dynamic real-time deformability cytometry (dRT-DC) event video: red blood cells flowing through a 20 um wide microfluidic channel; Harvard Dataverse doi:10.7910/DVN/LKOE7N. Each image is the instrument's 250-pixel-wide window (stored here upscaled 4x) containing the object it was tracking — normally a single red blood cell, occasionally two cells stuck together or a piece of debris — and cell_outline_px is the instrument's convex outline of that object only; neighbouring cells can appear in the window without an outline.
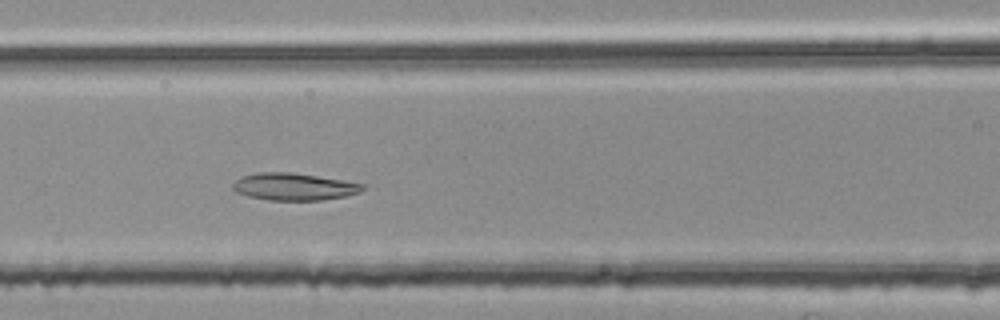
{"species": "common noctule bat (a hibernating species)", "species_latin": "Nyctalus noctula", "temperature_condition": "room temperature", "stored_images_in_passage": 46, "camera_frame_rate_fps": 3000, "um_per_image_px": 0.085, "animal": {"sex": "female", "body_mass_g": 25.1}, "frame": {"image": 1, "passage_image": 19, "time_ms": 6.0, "image_size_px": [1000, 320], "cell_outline_px": [[364, 188], [360, 192], [344, 196], [320, 200], [268, 200], [248, 196], [236, 192], [232, 188], [232, 184], [236, 180], [244, 176], [260, 172], [292, 172], [364, 184]], "centroid_in_image_um": [24.95, 15.87], "position_along_channel_um": 141.6, "area_um2": 20.29}}
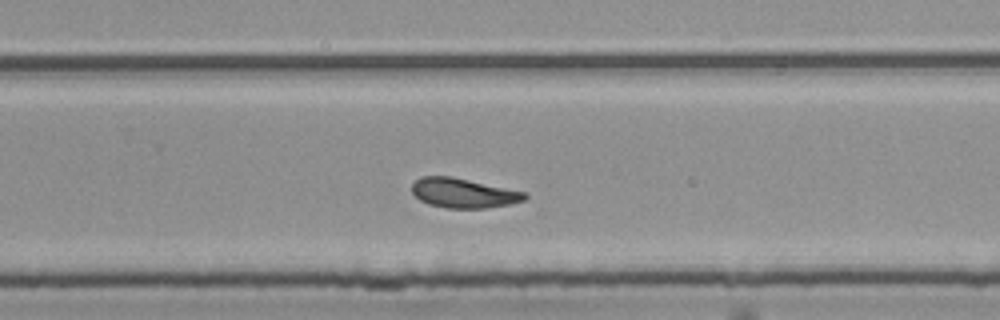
{"frame": {"image": 2, "passage_image": 31, "time_ms": 10.0, "image_size_px": [1000, 320], "cell_outline_px": [[528, 196], [524, 200], [512, 204], [484, 208], [448, 208], [428, 204], [420, 200], [412, 192], [412, 184], [420, 176], [452, 176], [528, 192]], "centroid_in_image_um": [39.42, 16.4], "position_along_channel_um": 290.4, "area_um2": 19.65}}
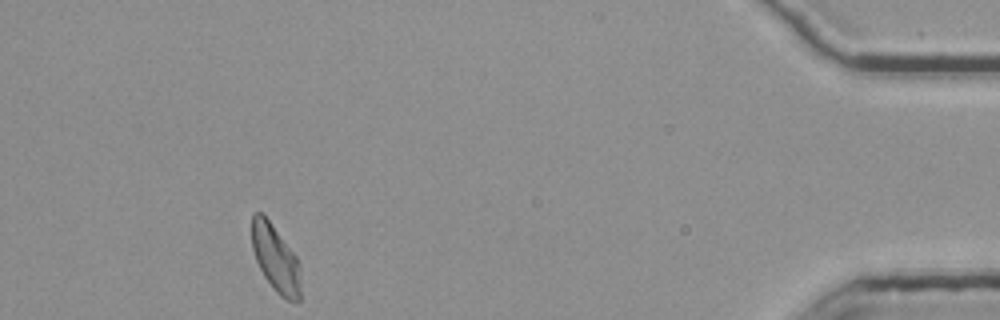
{"frame": {"image": 3, "passage_image": 46, "time_ms": 15.0, "image_size_px": [1000, 320], "cell_outline_px": [[300, 300], [288, 300], [280, 296], [276, 292], [264, 276], [256, 260], [252, 248], [252, 212], [260, 212], [268, 220], [296, 256], [300, 284]], "centroid_in_image_um": [23.39, 21.97], "position_along_channel_um": 411.8, "area_um2": 18.5}, "authors_computed_cell_mechanics": {"area_um2": 19.9988, "velocity_mm_per_s": 3.7429, "shape_relaxation_time_tau1_ms": null, "shape_relaxation_time_tau2_ms": 8.2717, "deformation_change_tau1": null, "deformation_change_tau2": 0.1549}}